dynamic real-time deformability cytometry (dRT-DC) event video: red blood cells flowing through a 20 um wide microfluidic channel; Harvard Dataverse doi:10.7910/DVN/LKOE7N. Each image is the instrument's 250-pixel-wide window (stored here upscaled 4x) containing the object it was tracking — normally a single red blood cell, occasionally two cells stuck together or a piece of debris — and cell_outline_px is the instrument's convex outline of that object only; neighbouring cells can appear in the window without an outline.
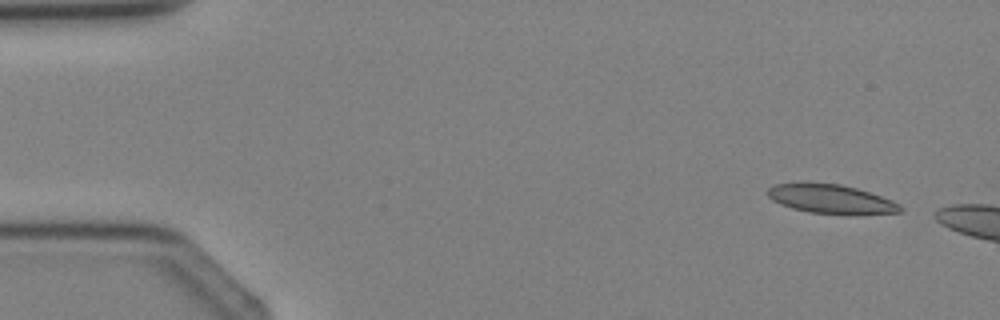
{"species": "Egyptian fruit bat (a non-hibernating species)", "species_latin": "Rousettus aegyptiacus", "temperature_condition": "cold", "stored_images_in_passage": 3, "camera_frame_rate_fps": 3000, "um_per_image_px": 0.085, "animal": {"sex": "female"}, "frame": {"image": 1, "passage_image": 1, "time_ms": 0.0, "image_size_px": [1000, 320], "cell_outline_px": [[904, 208], [900, 212], [808, 212], [792, 208], [780, 204], [772, 200], [764, 192], [768, 188], [776, 184], [840, 184], [856, 188], [892, 200], [900, 204]], "centroid_in_image_um": [70.56, 16.89], "position_along_channel_um": 14.4, "area_um2": 21.21}}